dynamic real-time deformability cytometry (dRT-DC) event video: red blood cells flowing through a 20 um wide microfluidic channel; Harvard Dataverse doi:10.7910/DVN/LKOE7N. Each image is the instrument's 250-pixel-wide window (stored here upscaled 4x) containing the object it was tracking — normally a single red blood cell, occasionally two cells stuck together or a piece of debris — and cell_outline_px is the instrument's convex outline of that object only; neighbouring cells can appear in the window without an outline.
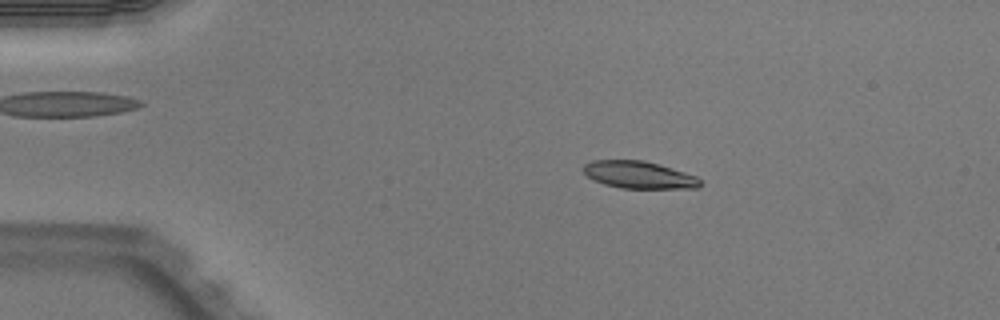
{"species": "Egyptian fruit bat (a non-hibernating species)", "species_latin": "Rousettus aegyptiacus", "temperature_condition": "warm", "stored_images_in_passage": 50, "camera_frame_rate_fps": 3000, "um_per_image_px": 0.085, "animal": {"sex": "male"}, "frame": {"image": 1, "passage_image": 9, "time_ms": 2.667, "image_size_px": [1000, 320], "cell_outline_px": [[704, 184], [696, 188], [620, 188], [604, 184], [592, 180], [580, 168], [584, 164], [592, 160], [644, 160], [684, 172], [696, 176]], "centroid_in_image_um": [54.27, 14.86], "position_along_channel_um": 30.7, "area_um2": 18.61}}
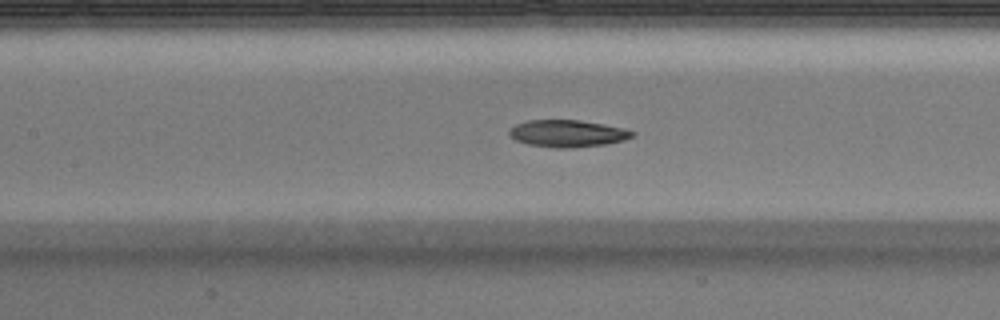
{"frame": {"image": 2, "passage_image": 23, "time_ms": 7.333, "image_size_px": [1000, 320], "cell_outline_px": [[636, 132], [632, 136], [624, 140], [608, 144], [572, 148], [556, 148], [528, 144], [516, 140], [508, 136], [508, 128], [516, 124], [528, 120], [580, 120], [624, 128]], "centroid_in_image_um": [48.21, 11.35], "position_along_channel_um": 159.2, "area_um2": 19.54}}
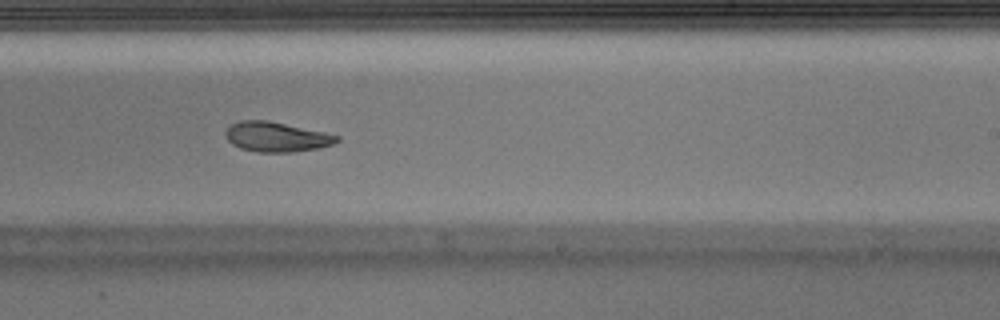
{"frame": {"image": 3, "passage_image": 31, "time_ms": 10.0, "image_size_px": [1000, 320], "cell_outline_px": [[340, 140], [332, 144], [320, 148], [292, 152], [260, 152], [240, 148], [232, 144], [224, 136], [224, 132], [232, 124], [240, 120], [268, 120], [324, 132], [340, 136]], "centroid_in_image_um": [23.49, 11.63], "position_along_channel_um": 265.5, "area_um2": 19.36}, "authors_computed_cell_mechanics": {"area_um2": 19.8254, "velocity_mm_per_s": 3.9962, "shape_relaxation_time_tau1_ms": null, "shape_relaxation_time_tau2_ms": 4.7269, "deformation_change_tau1": null, "deformation_change_tau2": 0.117}}